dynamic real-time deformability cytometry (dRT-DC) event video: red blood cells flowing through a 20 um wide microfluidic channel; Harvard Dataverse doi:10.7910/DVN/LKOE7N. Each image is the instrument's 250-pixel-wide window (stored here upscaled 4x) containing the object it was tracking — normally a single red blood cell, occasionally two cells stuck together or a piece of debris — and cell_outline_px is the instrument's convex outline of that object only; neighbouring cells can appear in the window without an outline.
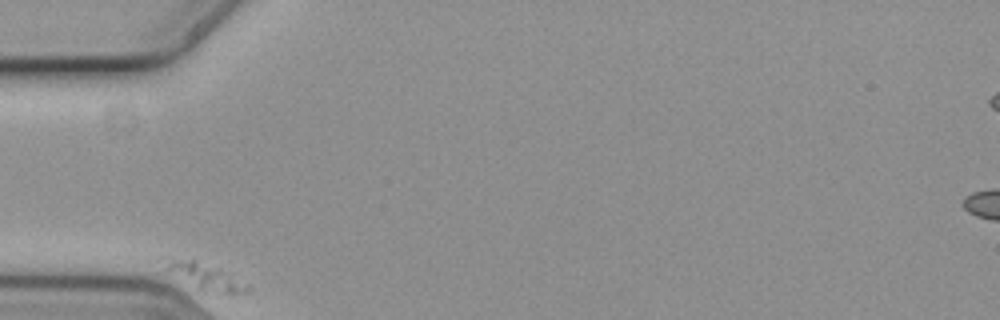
{"species": "common noctule bat (a hibernating species)", "species_latin": "Nyctalus noctula", "temperature_condition": "cold", "stored_images_in_passage": 36, "camera_frame_rate_fps": 3000, "um_per_image_px": 0.085, "animal": {"sex": "female", "body_mass_g": 19.3, "forearm_length_mm": 54.1}, "frame": {"image": 1, "passage_image": 1, "time_ms": 0.0, "image_size_px": [1000, 320], "cell_outline_px": [[252, 288], [248, 292], [204, 292], [164, 272], [160, 256], [192, 260], [228, 272], [252, 284]], "centroid_in_image_um": [17.34, 23.48], "position_along_channel_um": 67.7, "area_um2": 13.29}}
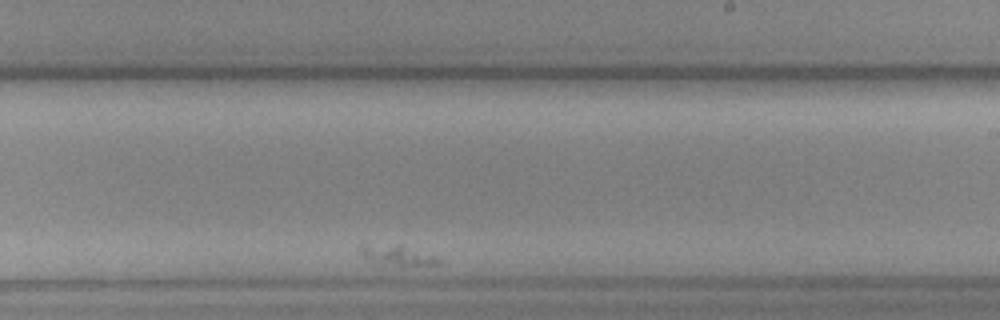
{"frame": {"image": 2, "passage_image": 24, "time_ms": 7.667, "image_size_px": [1000, 320], "cell_outline_px": [[440, 264], [400, 268], [372, 264], [360, 252], [360, 244], [400, 244], [436, 256], [440, 260]], "centroid_in_image_um": [33.74, 21.75], "position_along_channel_um": 255.3, "area_um2": 10.06}}
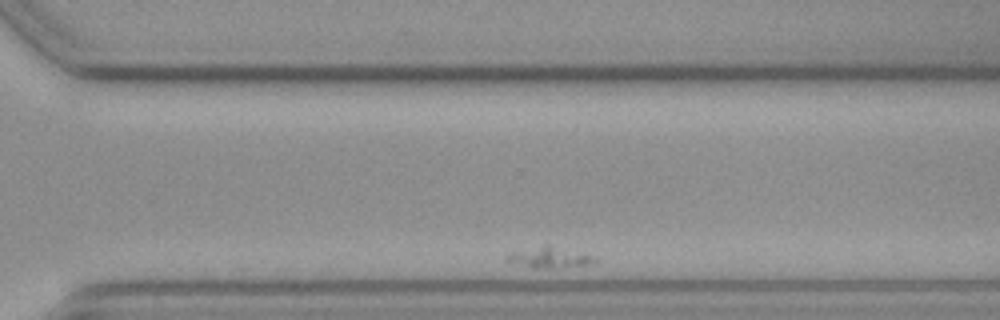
{"frame": {"image": 3, "passage_image": 32, "time_ms": 10.333, "image_size_px": [1000, 320], "cell_outline_px": [[600, 260], [592, 264], [552, 268], [528, 268], [504, 260], [504, 256], [512, 252], [544, 244], [548, 244], [588, 256]], "centroid_in_image_um": [46.59, 21.9], "position_along_channel_um": 324.0, "area_um2": 10.58}}